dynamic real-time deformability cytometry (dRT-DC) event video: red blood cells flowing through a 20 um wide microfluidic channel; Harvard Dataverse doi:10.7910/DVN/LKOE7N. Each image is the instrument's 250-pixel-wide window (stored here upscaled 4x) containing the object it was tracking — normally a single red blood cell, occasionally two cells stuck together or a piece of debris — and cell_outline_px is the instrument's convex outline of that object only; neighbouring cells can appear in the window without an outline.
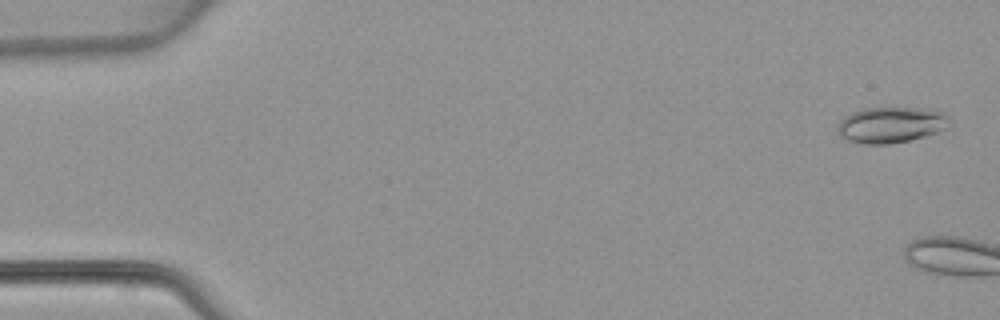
{"species": "common noctule bat (a hibernating species)", "species_latin": "Nyctalus noctula", "temperature_condition": "warm", "stored_images_in_passage": 4, "camera_frame_rate_fps": 3000, "um_per_image_px": 0.085, "animal": {"sex": "female", "body_mass_g": 22.7, "forearm_length_mm": 54.2}, "frame": {"image": 1, "passage_image": 2, "time_ms": 0.333, "image_size_px": [1000, 320], "cell_outline_px": [[952, 124], [948, 128], [924, 136], [908, 140], [888, 144], [860, 144], [848, 140], [840, 136], [836, 128], [840, 120], [844, 116], [852, 112], [864, 108], [924, 108], [944, 112], [948, 116]], "centroid_in_image_um": [75.74, 10.61], "position_along_channel_um": 9.3, "area_um2": 23.64}}